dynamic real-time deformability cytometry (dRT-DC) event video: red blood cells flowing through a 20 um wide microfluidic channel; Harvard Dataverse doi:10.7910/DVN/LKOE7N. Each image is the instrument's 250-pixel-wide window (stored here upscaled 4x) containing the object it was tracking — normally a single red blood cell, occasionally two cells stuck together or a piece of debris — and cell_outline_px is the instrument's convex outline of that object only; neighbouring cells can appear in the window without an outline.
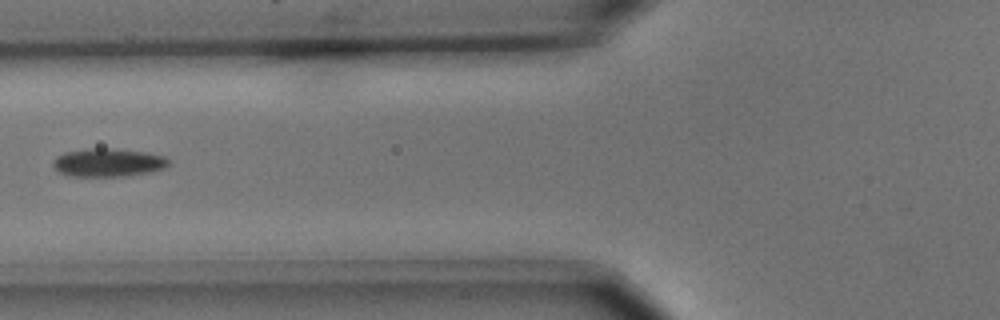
{"species": "common noctule bat (a hibernating species)", "species_latin": "Nyctalus noctula", "temperature_condition": "cold", "stored_images_in_passage": 3, "camera_frame_rate_fps": 3000, "um_per_image_px": 0.085, "animal": {"sex": "male", "body_mass_g": 15.6}, "frame": {"image": 1, "passage_image": 3, "time_ms": 0.667, "image_size_px": [1000, 320], "cell_outline_px": [[172, 164], [164, 168], [148, 172], [124, 176], [72, 176], [60, 172], [52, 164], [56, 156], [64, 152], [88, 148], [108, 148], [144, 152], [164, 156]], "centroid_in_image_um": [9.19, 13.81], "position_along_channel_um": 116.6, "area_um2": 18.9}}